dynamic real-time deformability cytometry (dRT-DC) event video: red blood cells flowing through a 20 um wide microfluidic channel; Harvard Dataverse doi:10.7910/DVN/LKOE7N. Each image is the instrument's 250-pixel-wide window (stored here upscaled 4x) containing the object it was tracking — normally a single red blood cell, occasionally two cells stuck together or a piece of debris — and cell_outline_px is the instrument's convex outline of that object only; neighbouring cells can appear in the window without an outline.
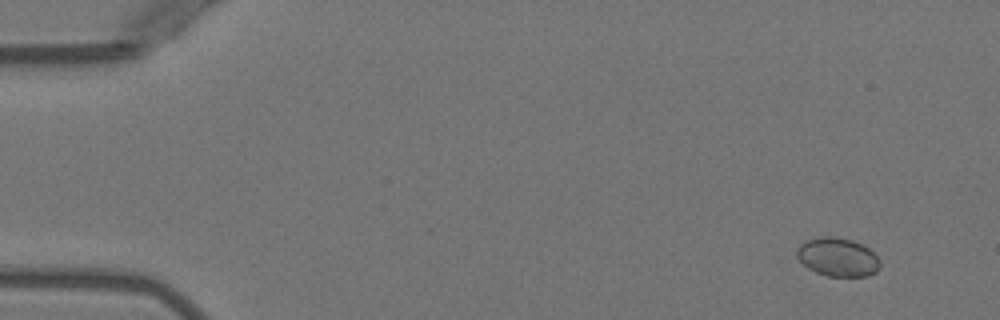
{"species": "Egyptian fruit bat (a non-hibernating species)", "species_latin": "Rousettus aegyptiacus", "temperature_condition": "warm", "stored_images_in_passage": 6, "camera_frame_rate_fps": 3000, "um_per_image_px": 0.085, "animal": {"sex": "female"}, "frame": {"image": 1, "passage_image": 2, "time_ms": 1.333, "image_size_px": [1000, 320], "cell_outline_px": [[880, 268], [876, 272], [868, 276], [828, 276], [816, 272], [808, 268], [796, 256], [796, 248], [800, 244], [808, 240], [824, 236], [832, 236], [852, 240], [868, 248], [880, 260]], "centroid_in_image_um": [71.2, 21.86], "position_along_channel_um": 13.8, "area_um2": 18.61}}
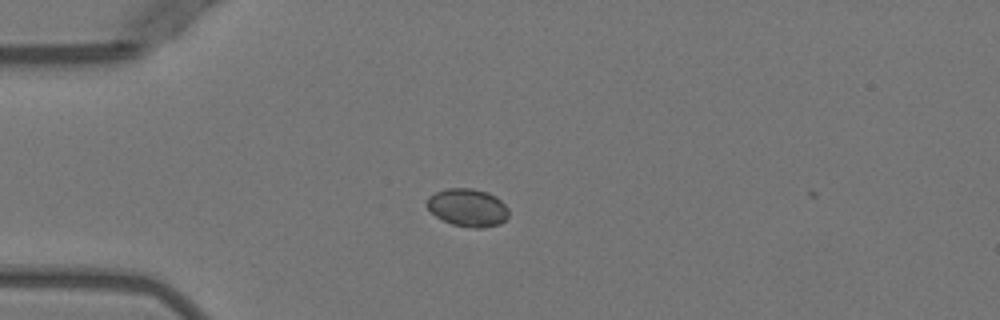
{"frame": {"image": 2, "passage_image": 5, "time_ms": 4.667, "image_size_px": [1000, 320], "cell_outline_px": [[508, 216], [500, 224], [484, 228], [472, 228], [452, 224], [436, 216], [424, 204], [428, 196], [436, 192], [448, 188], [472, 188], [488, 192], [496, 196], [508, 208]], "centroid_in_image_um": [39.75, 17.64], "position_along_channel_um": 45.3, "area_um2": 18.15}}
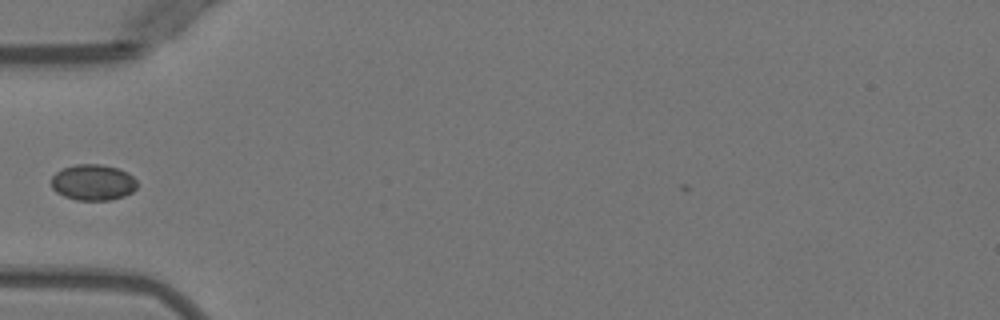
{"frame": {"image": 3, "passage_image": 6, "time_ms": 6.0, "image_size_px": [1000, 320], "cell_outline_px": [[136, 188], [132, 192], [124, 196], [108, 200], [76, 200], [64, 196], [56, 192], [52, 188], [52, 176], [56, 172], [64, 168], [76, 164], [100, 164], [120, 168], [128, 172], [136, 180]], "centroid_in_image_um": [7.91, 15.5], "position_along_channel_um": 77.1, "area_um2": 18.03}}